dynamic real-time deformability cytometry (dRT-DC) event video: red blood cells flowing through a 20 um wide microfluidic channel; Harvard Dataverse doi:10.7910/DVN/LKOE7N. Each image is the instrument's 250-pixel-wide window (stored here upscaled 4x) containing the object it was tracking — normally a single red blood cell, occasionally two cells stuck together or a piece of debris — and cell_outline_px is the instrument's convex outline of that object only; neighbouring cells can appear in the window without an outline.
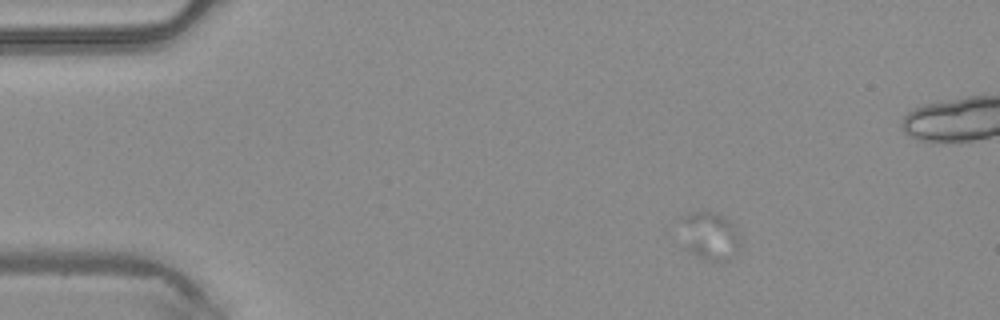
{"species": "common noctule bat (a hibernating species)", "species_latin": "Nyctalus noctula", "temperature_condition": "warm", "stored_images_in_passage": 23, "camera_frame_rate_fps": 3000, "um_per_image_px": 0.085, "animal": {"sex": "male", "body_mass_g": 20.4}, "frame": {"image": 1, "passage_image": 9, "time_ms": 2.667, "image_size_px": [1000, 320], "cell_outline_px": [[740, 252], [728, 260], [704, 260], [696, 256], [688, 248], [680, 220], [680, 216], [704, 208], [716, 212], [724, 216], [740, 232]], "centroid_in_image_um": [60.4, 20.0], "position_along_channel_um": 24.6, "area_um2": 17.05}}
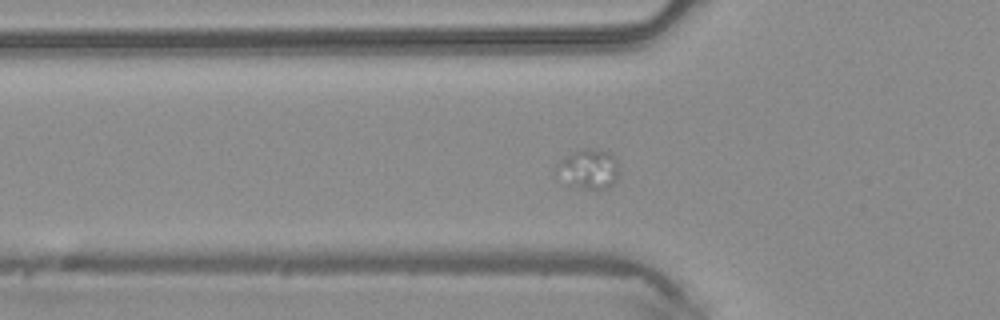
{"frame": {"image": 2, "passage_image": 18, "time_ms": 5.667, "image_size_px": [1000, 320], "cell_outline_px": [[616, 180], [608, 188], [584, 188], [568, 184], [564, 164], [564, 160], [572, 152], [584, 148], [596, 148], [612, 152], [616, 160]], "centroid_in_image_um": [50.23, 14.31], "position_along_channel_um": 75.6, "area_um2": 13.06}}
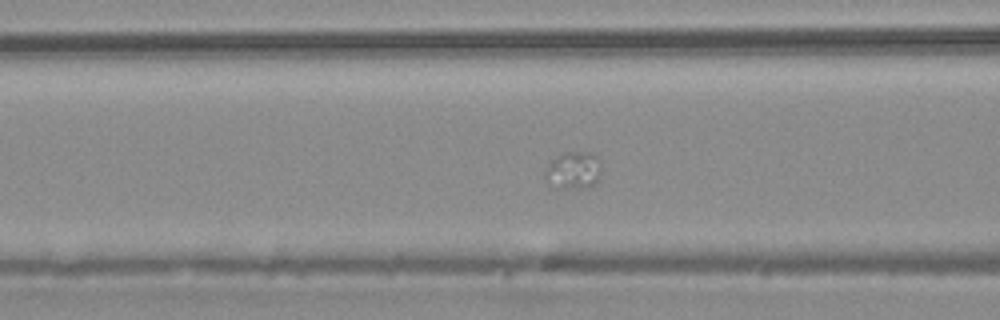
{"frame": {"image": 3, "passage_image": 21, "time_ms": 6.667, "image_size_px": [1000, 320], "cell_outline_px": [[600, 172], [596, 184], [580, 188], [564, 184], [544, 176], [548, 164], [552, 160], [564, 152], [592, 152], [596, 156]], "centroid_in_image_um": [48.82, 14.38], "position_along_channel_um": 117.8, "area_um2": 11.1}}